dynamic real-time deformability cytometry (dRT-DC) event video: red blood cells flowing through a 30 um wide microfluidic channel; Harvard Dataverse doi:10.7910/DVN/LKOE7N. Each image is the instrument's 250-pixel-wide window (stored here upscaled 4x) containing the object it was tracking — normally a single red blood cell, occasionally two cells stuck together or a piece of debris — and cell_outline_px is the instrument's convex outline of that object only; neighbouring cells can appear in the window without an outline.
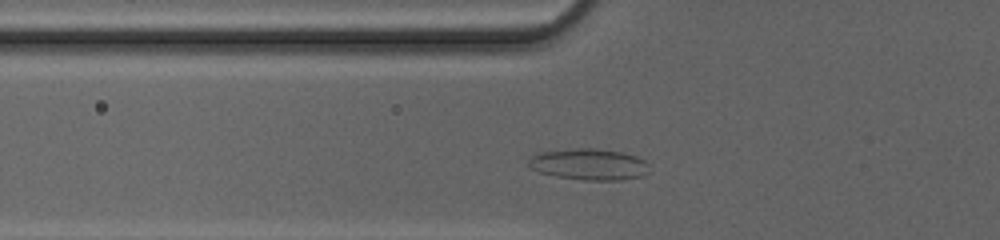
{"species": "common noctule bat (a hibernating species)", "species_latin": "Nyctalus noctula", "temperature_condition": "cold", "stored_images_in_passage": 30, "camera_frame_rate_fps": 3000, "um_per_image_px": 0.085, "animal": {"sex": "female", "body_mass_g": 20.0, "forearm_length_mm": 54.0}, "frame": {"image": 1, "passage_image": 6, "time_ms": 1.667, "image_size_px": [1000, 240], "cell_outline_px": [[648, 172], [640, 176], [620, 180], [584, 180], [556, 176], [540, 172], [532, 168], [528, 164], [528, 160], [532, 156], [540, 152], [580, 148], [592, 148], [620, 152], [636, 156], [644, 160], [648, 164]], "centroid_in_image_um": [50.07, 13.97], "position_along_channel_um": 75.7, "area_um2": 21.73}}
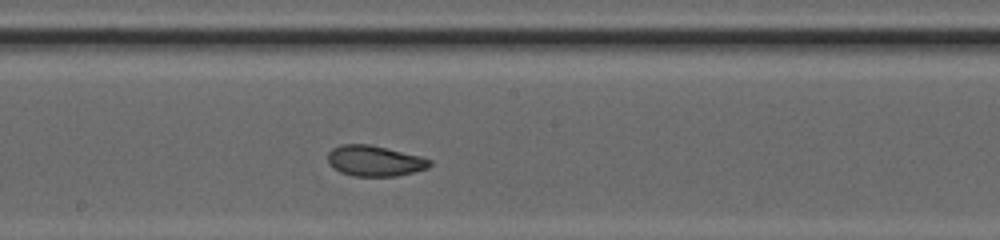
{"frame": {"image": 2, "passage_image": 16, "time_ms": 5.0, "image_size_px": [1000, 240], "cell_outline_px": [[432, 164], [428, 168], [396, 176], [352, 176], [340, 172], [332, 168], [328, 164], [328, 152], [332, 148], [340, 144], [368, 144], [420, 156], [432, 160]], "centroid_in_image_um": [31.81, 13.68], "position_along_channel_um": 216.4, "area_um2": 18.26}}
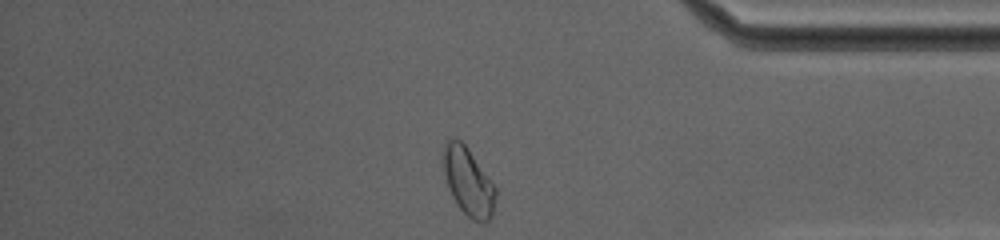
{"frame": {"image": 3, "passage_image": 30, "time_ms": 9.667, "image_size_px": [1000, 240], "cell_outline_px": [[496, 196], [492, 212], [488, 220], [472, 220], [456, 204], [448, 188], [444, 172], [444, 144], [448, 140], [456, 136], [468, 148], [496, 188]], "centroid_in_image_um": [39.79, 15.41], "position_along_channel_um": 395.4, "area_um2": 20.23}, "authors_computed_cell_mechanics": {"area_um2": 18.3515, "velocity_mm_per_s": 4.2117, "shape_relaxation_time_tau1_ms": 4.3858, "shape_relaxation_time_tau2_ms": 1.1153, "deformation_change_tau1": 0.1106, "deformation_change_tau2": 0.0661}}